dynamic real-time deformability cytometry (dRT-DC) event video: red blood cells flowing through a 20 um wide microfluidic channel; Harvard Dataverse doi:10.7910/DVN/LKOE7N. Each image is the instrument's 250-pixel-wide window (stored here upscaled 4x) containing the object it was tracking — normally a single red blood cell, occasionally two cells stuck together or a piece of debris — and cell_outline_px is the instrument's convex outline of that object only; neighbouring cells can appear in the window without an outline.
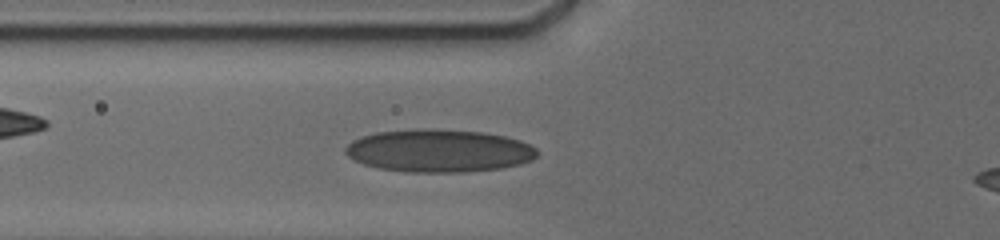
{"species": "human", "species_latin": "Homo sapiens", "temperature_condition": "cold", "stored_images_in_passage": 40, "camera_frame_rate_fps": 3000, "um_per_image_px": 0.085, "donor": {"sex": "male"}, "frame": {"image": 1, "passage_image": 20, "time_ms": 4.667, "image_size_px": [1000, 240], "cell_outline_px": [[536, 156], [532, 160], [520, 164], [500, 168], [464, 172], [412, 172], [380, 168], [364, 164], [348, 156], [344, 152], [344, 148], [352, 140], [376, 132], [424, 128], [484, 132], [504, 136], [520, 140], [536, 148]], "centroid_in_image_um": [37.31, 12.81], "position_along_channel_um": 88.5, "area_um2": 47.57}}
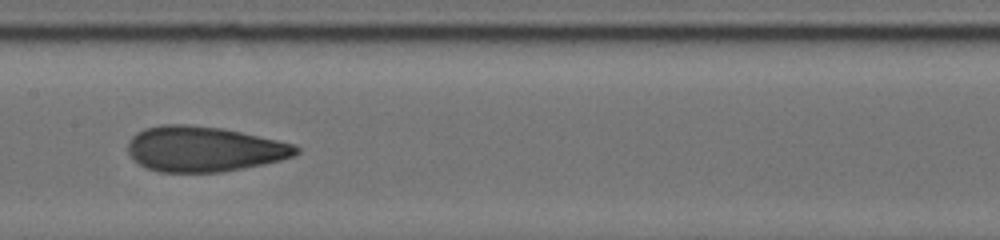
{"frame": {"image": 2, "passage_image": 25, "time_ms": 7.333, "image_size_px": [1000, 240], "cell_outline_px": [[300, 152], [296, 156], [264, 164], [220, 172], [160, 172], [144, 168], [128, 152], [128, 144], [132, 136], [136, 132], [144, 128], [160, 124], [188, 124], [224, 128], [276, 140], [292, 144], [300, 148]], "centroid_in_image_um": [17.33, 12.66], "position_along_channel_um": 190.1, "area_um2": 44.51}}
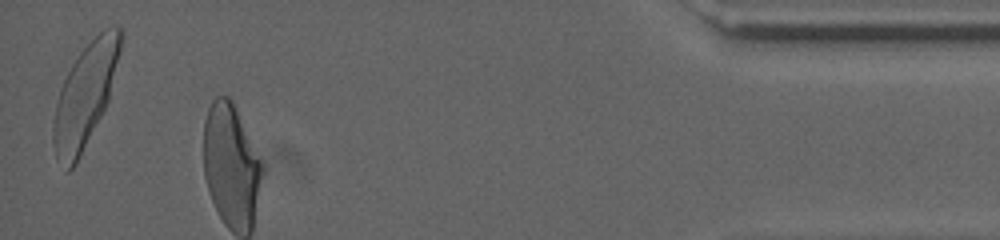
{"frame": {"image": 3, "passage_image": 40, "time_ms": 14.667, "image_size_px": [1000, 240], "cell_outline_px": [[124, 36], [108, 100], [76, 164], [68, 172], [56, 160], [52, 144], [52, 128], [56, 104], [60, 88], [72, 64], [80, 52], [100, 32], [108, 28], [120, 28], [124, 32]], "centroid_in_image_um": [7.21, 8.14], "position_along_channel_um": 428.0, "area_um2": 39.71}, "authors_computed_cell_mechanics": {"area_um2": 44.0436, "velocity_mm_per_s": 3.7798, "shape_relaxation_time_tau1_ms": 7.2973, "shape_relaxation_time_tau2_ms": 1.2371, "deformation_change_tau1": 0.189, "deformation_change_tau2": 0.0908}}